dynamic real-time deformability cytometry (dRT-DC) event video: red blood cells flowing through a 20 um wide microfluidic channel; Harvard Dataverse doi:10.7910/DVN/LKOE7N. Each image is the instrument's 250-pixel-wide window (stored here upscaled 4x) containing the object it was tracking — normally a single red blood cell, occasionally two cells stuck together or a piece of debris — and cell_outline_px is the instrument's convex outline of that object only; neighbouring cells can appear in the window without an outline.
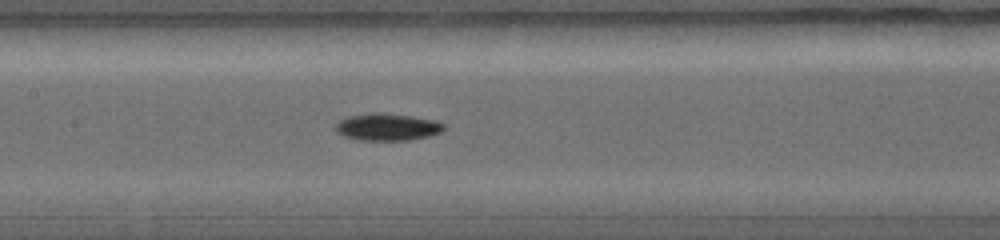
{"species": "common noctule bat (a hibernating species)", "species_latin": "Nyctalus noctula", "temperature_condition": "warm", "stored_images_in_passage": 19, "camera_frame_rate_fps": 5000, "um_per_image_px": 0.085, "animal": {"sex": "female", "body_mass_g": 19.0, "forearm_length_mm": 56.7}, "frame": {"image": 1, "passage_image": 9, "time_ms": 3.6, "image_size_px": [1000, 240], "cell_outline_px": [[444, 132], [428, 136], [408, 140], [356, 140], [344, 136], [336, 132], [336, 124], [340, 120], [348, 116], [412, 116], [436, 120], [444, 124]], "centroid_in_image_um": [32.98, 10.86], "position_along_channel_um": 174.4, "area_um2": 16.24}}
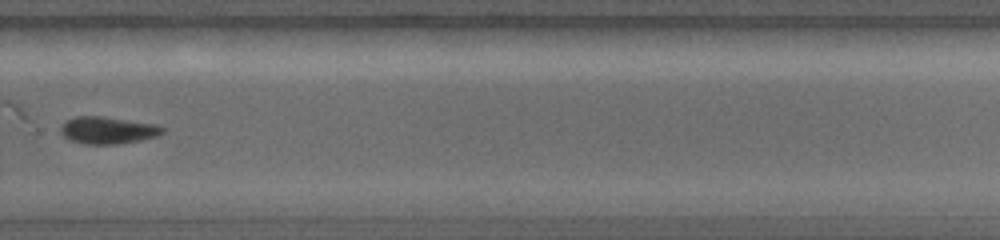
{"frame": {"image": 2, "passage_image": 13, "time_ms": 6.0, "image_size_px": [1000, 240], "cell_outline_px": [[164, 132], [156, 136], [144, 140], [120, 144], [88, 144], [72, 140], [64, 136], [60, 132], [60, 128], [68, 120], [76, 116], [100, 116], [156, 124], [164, 128]], "centroid_in_image_um": [9.2, 11.08], "position_along_channel_um": 320.6, "area_um2": 15.95}}
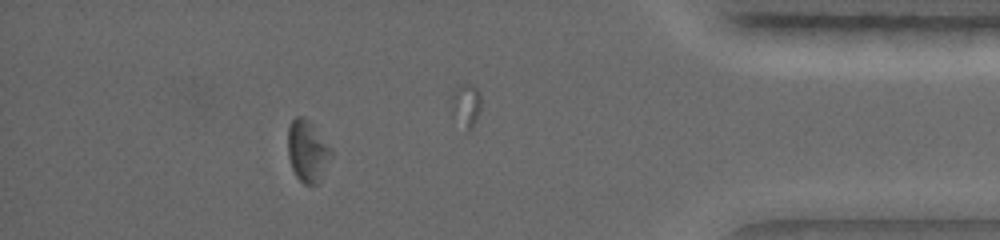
{"frame": {"image": 3, "passage_image": 16, "time_ms": 8.2, "image_size_px": [1000, 240], "cell_outline_px": [[332, 156], [316, 184], [304, 184], [296, 176], [292, 168], [288, 156], [288, 128], [292, 120], [296, 116], [304, 116], [308, 120], [332, 148]], "centroid_in_image_um": [26.12, 12.82], "position_along_channel_um": 409.1, "area_um2": 15.32}}